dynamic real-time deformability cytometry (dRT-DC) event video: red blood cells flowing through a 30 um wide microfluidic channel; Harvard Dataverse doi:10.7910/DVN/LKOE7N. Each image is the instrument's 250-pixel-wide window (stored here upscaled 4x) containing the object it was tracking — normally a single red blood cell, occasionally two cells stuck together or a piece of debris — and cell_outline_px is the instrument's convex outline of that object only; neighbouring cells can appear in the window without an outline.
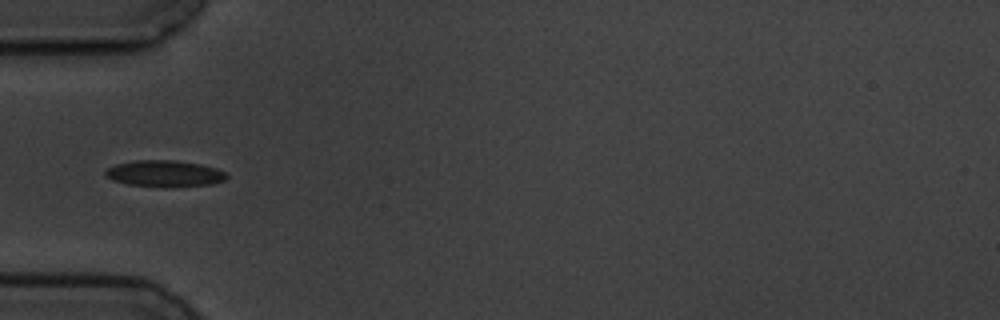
{"species": "common noctule bat (a hibernating species)", "species_latin": "Nyctalus noctula", "temperature_condition": "cold", "stored_images_in_passage": 7, "camera_frame_rate_fps": 3000, "um_per_image_px": 0.085, "animal": {"sex": "male", "body_mass_g": 19.5, "forearm_length_mm": 54.6}, "frame": {"image": 1, "passage_image": 4, "time_ms": 4.333, "image_size_px": [1000, 320], "cell_outline_px": [[228, 176], [224, 180], [212, 184], [168, 188], [128, 184], [112, 180], [104, 176], [104, 172], [108, 168], [116, 164], [132, 160], [176, 160], [200, 164], [216, 168], [224, 172]], "centroid_in_image_um": [13.97, 14.76], "position_along_channel_um": 71.0, "area_um2": 18.9}}
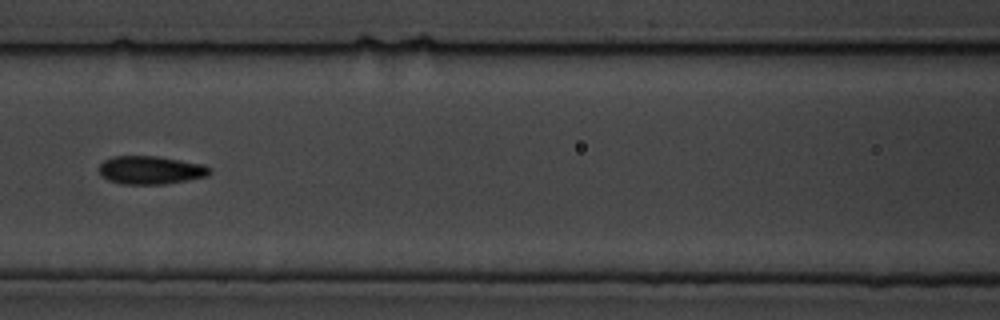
{"frame": {"image": 2, "passage_image": 6, "time_ms": 6.667, "image_size_px": [1000, 320], "cell_outline_px": [[212, 172], [208, 176], [188, 180], [164, 184], [120, 184], [108, 180], [100, 172], [100, 164], [104, 160], [112, 156], [156, 156], [180, 160], [200, 164], [212, 168]], "centroid_in_image_um": [12.82, 14.46], "position_along_channel_um": 153.8, "area_um2": 18.15}}
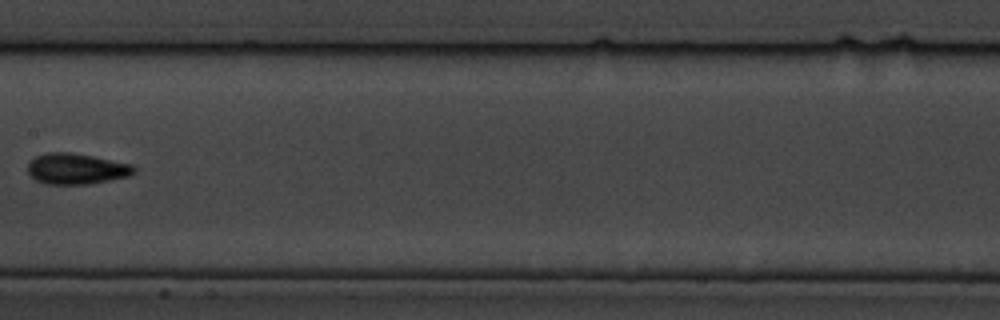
{"frame": {"image": 3, "passage_image": 7, "time_ms": 8.0, "image_size_px": [1000, 320], "cell_outline_px": [[136, 172], [128, 176], [88, 184], [44, 184], [36, 180], [28, 172], [28, 164], [36, 156], [44, 152], [72, 152], [132, 164], [136, 168]], "centroid_in_image_um": [6.48, 14.34], "position_along_channel_um": 200.9, "area_um2": 19.07}}